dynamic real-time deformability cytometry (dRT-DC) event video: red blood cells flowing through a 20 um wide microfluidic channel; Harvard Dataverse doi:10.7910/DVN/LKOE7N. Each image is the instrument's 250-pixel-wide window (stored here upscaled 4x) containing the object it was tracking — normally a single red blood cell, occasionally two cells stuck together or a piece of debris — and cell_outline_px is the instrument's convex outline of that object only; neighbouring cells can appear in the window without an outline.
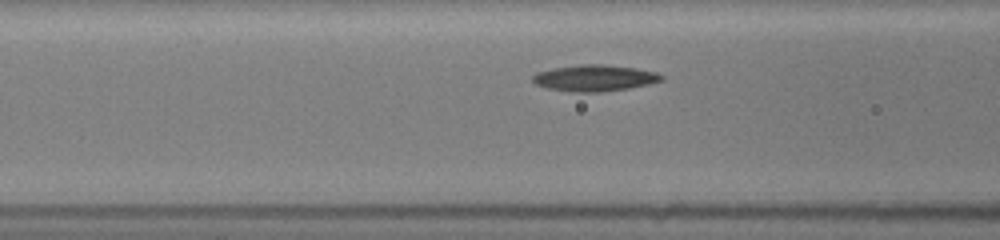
{"species": "common noctule bat (a hibernating species)", "species_latin": "Nyctalus noctula", "temperature_condition": "room temperature", "stored_images_in_passage": 25, "camera_frame_rate_fps": 3000, "um_per_image_px": 0.085, "animal": {"sex": "female", "body_mass_g": 19.5, "forearm_length_mm": 54.1}, "frame": {"image": 1, "passage_image": 4, "time_ms": 1.0, "image_size_px": [1000, 240], "cell_outline_px": [[664, 80], [648, 84], [628, 88], [600, 92], [572, 92], [548, 88], [536, 84], [532, 80], [532, 76], [536, 72], [552, 68], [584, 64], [604, 64], [636, 68], [656, 72], [664, 76]], "centroid_in_image_um": [50.54, 6.63], "position_along_channel_um": 116.1, "area_um2": 19.77}}
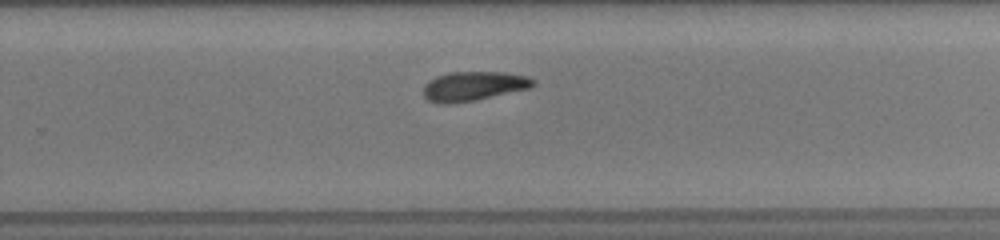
{"frame": {"image": 2, "passage_image": 14, "time_ms": 4.333, "image_size_px": [1000, 240], "cell_outline_px": [[536, 84], [532, 88], [452, 104], [444, 104], [428, 100], [424, 96], [424, 84], [428, 80], [436, 76], [452, 72], [504, 72], [528, 76], [536, 80]], "centroid_in_image_um": [40.28, 7.31], "position_along_channel_um": 289.5, "area_um2": 18.79}}
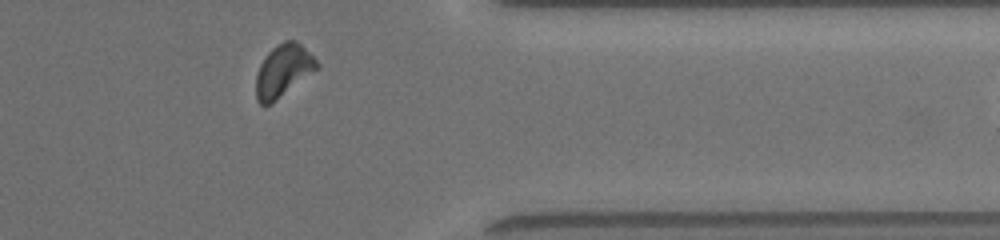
{"frame": {"image": 3, "passage_image": 22, "time_ms": 7.0, "image_size_px": [1000, 240], "cell_outline_px": [[320, 68], [272, 104], [260, 104], [256, 100], [256, 76], [260, 64], [268, 52], [276, 44], [284, 40], [296, 40], [320, 64]], "centroid_in_image_um": [24.08, 6.02], "position_along_channel_um": 387.3, "area_um2": 18.73}}